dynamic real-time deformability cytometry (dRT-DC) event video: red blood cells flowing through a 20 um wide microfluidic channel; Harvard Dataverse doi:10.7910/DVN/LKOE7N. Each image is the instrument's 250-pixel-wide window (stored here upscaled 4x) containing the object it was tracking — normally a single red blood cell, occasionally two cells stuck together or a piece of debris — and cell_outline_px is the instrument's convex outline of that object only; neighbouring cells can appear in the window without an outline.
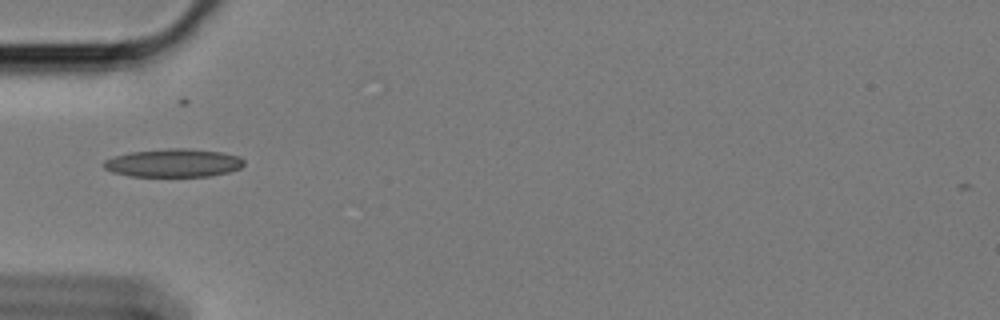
{"species": "Egyptian fruit bat (a non-hibernating species)", "species_latin": "Rousettus aegyptiacus", "temperature_condition": "cold", "stored_images_in_passage": 14, "camera_frame_rate_fps": 3000, "um_per_image_px": 0.085, "animal": {"sex": "female"}, "frame": {"image": 1, "passage_image": 1, "time_ms": 0.0, "image_size_px": [1000, 320], "cell_outline_px": [[244, 164], [240, 168], [228, 172], [212, 176], [128, 176], [112, 172], [104, 168], [100, 164], [104, 160], [112, 156], [128, 152], [168, 148], [188, 148], [220, 152], [240, 156], [244, 160]], "centroid_in_image_um": [14.7, 13.84], "position_along_channel_um": 70.3, "area_um2": 23.35}}
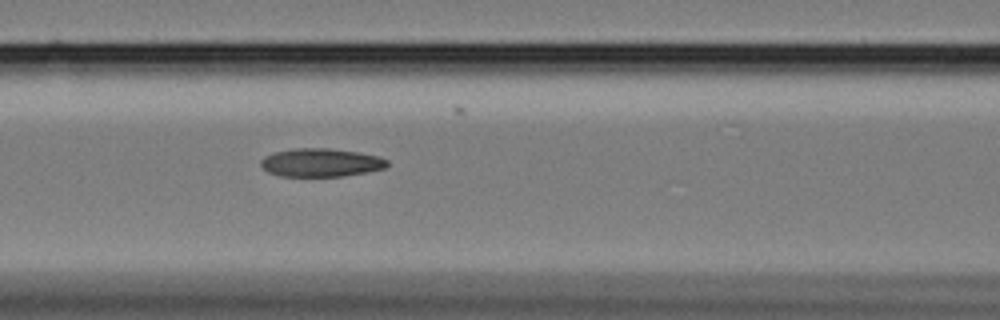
{"frame": {"image": 2, "passage_image": 7, "time_ms": 2.0, "image_size_px": [1000, 320], "cell_outline_px": [[388, 164], [384, 168], [368, 172], [340, 176], [280, 176], [268, 172], [260, 164], [260, 160], [264, 156], [276, 152], [292, 148], [328, 148], [360, 152], [380, 156], [388, 160]], "centroid_in_image_um": [27.29, 13.81], "position_along_channel_um": 139.3, "area_um2": 20.92}}
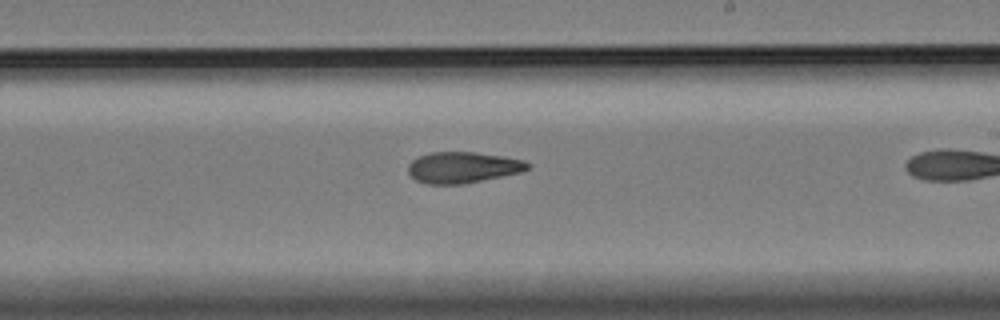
{"frame": {"image": 3, "passage_image": 13, "time_ms": 4.0, "image_size_px": [1000, 320], "cell_outline_px": [[532, 164], [524, 172], [464, 184], [428, 184], [416, 180], [408, 172], [408, 164], [412, 160], [420, 156], [432, 152], [476, 152], [504, 156], [524, 160]], "centroid_in_image_um": [39.39, 14.23], "position_along_channel_um": 249.6, "area_um2": 21.85}}